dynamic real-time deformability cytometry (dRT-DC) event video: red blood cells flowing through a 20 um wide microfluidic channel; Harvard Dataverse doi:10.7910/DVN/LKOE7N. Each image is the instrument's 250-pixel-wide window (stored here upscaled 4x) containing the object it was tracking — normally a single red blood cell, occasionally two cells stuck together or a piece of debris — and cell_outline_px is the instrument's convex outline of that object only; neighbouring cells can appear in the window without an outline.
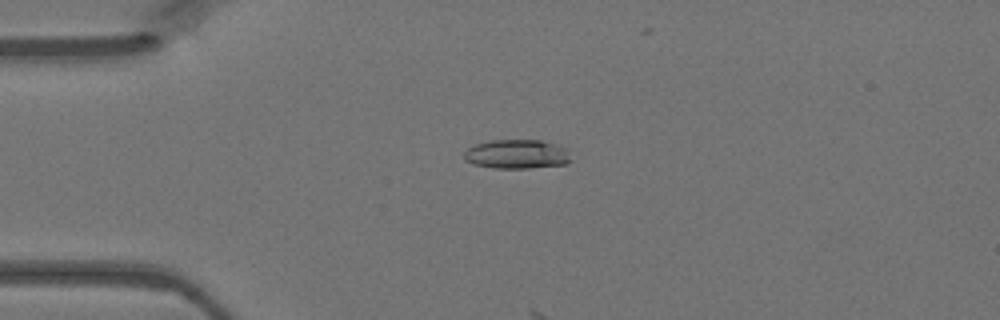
{"species": "Egyptian fruit bat (a non-hibernating species)", "species_latin": "Rousettus aegyptiacus", "temperature_condition": "warm", "stored_images_in_passage": 16, "camera_frame_rate_fps": 3000, "um_per_image_px": 0.085, "animal": {"sex": "female"}, "frame": {"image": 1, "passage_image": 12, "time_ms": 3.667, "image_size_px": [1000, 320], "cell_outline_px": [[572, 160], [564, 164], [528, 168], [492, 168], [472, 164], [464, 160], [464, 152], [468, 148], [476, 144], [492, 140], [540, 140], [556, 144], [564, 148]], "centroid_in_image_um": [43.89, 13.11], "position_along_channel_um": 41.1, "area_um2": 18.09}}